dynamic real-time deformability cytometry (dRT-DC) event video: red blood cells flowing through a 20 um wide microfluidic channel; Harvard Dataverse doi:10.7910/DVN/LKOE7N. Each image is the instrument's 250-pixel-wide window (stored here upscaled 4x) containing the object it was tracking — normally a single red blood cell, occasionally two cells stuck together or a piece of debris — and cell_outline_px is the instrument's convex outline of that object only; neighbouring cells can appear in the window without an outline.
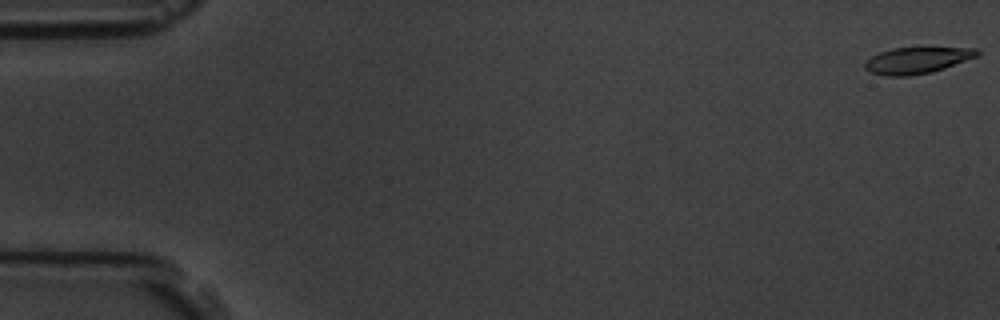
{"species": "common noctule bat (a hibernating species)", "species_latin": "Nyctalus noctula", "temperature_condition": "room temperature", "stored_images_in_passage": 7, "camera_frame_rate_fps": 3000, "um_per_image_px": 0.085, "animal": {"sex": "male", "body_mass_g": 19.5, "forearm_length_mm": 54.6}, "frame": {"image": 1, "passage_image": 1, "time_ms": 0.0, "image_size_px": [1000, 320], "cell_outline_px": [[980, 52], [976, 56], [944, 68], [932, 72], [908, 76], [884, 76], [872, 72], [864, 68], [864, 64], [872, 56], [880, 52], [892, 48], [980, 48]], "centroid_in_image_um": [77.93, 5.13], "position_along_channel_um": 7.1, "area_um2": 16.99}}
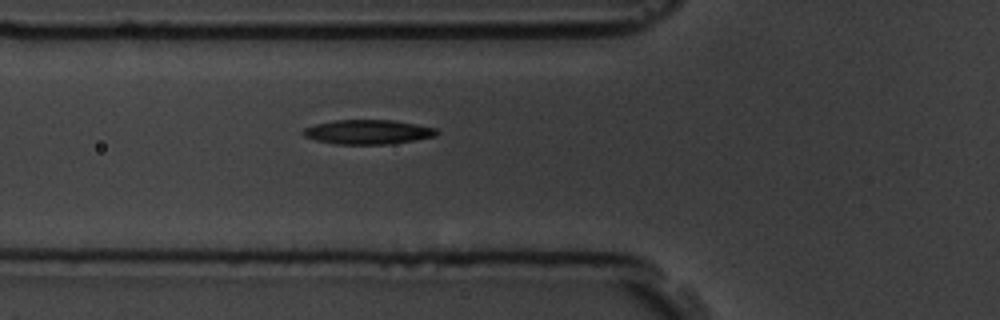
{"frame": {"image": 2, "passage_image": 7, "time_ms": 6.667, "image_size_px": [1000, 320], "cell_outline_px": [[440, 132], [436, 136], [392, 144], [336, 144], [316, 140], [304, 136], [300, 132], [304, 128], [316, 124], [336, 120], [392, 120], [416, 124], [436, 128]], "centroid_in_image_um": [31.28, 11.22], "position_along_channel_um": 94.5, "area_um2": 19.02}}